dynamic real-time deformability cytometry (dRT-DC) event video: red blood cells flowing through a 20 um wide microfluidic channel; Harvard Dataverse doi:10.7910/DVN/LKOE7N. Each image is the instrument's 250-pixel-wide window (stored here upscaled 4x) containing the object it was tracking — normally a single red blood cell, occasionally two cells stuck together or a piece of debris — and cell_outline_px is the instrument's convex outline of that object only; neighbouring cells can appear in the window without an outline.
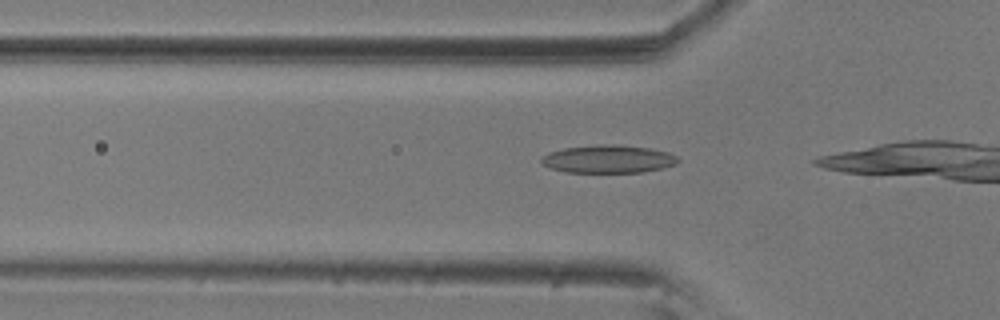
{"species": "common noctule bat (a hibernating species)", "species_latin": "Nyctalus noctula", "temperature_condition": "room temperature", "stored_images_in_passage": 17, "camera_frame_rate_fps": 3000, "um_per_image_px": 0.085, "animal": {"sex": "male", "body_mass_g": 20.5, "forearm_length_mm": 52.5}, "frame": {"image": 1, "passage_image": 12, "time_ms": 3.667, "image_size_px": [1000, 320], "cell_outline_px": [[680, 160], [676, 164], [660, 168], [640, 172], [564, 172], [552, 168], [544, 164], [540, 160], [548, 152], [564, 148], [600, 144], [608, 144], [648, 148], [668, 152], [676, 156]], "centroid_in_image_um": [51.69, 13.52], "position_along_channel_um": 74.1, "area_um2": 21.91}}